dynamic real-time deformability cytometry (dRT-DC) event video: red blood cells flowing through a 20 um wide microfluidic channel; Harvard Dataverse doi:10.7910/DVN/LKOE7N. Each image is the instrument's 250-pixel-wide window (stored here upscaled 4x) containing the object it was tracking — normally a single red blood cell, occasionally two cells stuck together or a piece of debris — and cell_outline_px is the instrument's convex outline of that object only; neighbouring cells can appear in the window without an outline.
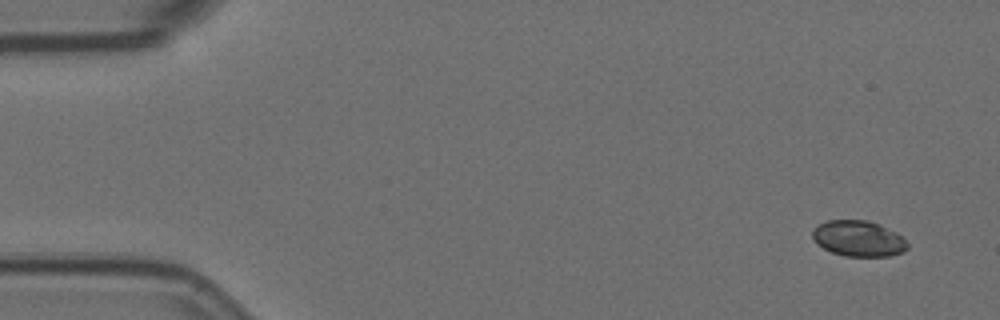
{"species": "Egyptian fruit bat (a non-hibernating species)", "species_latin": "Rousettus aegyptiacus", "temperature_condition": "room temperature", "stored_images_in_passage": 6, "camera_frame_rate_fps": 3000, "um_per_image_px": 0.085, "animal": {"sex": "female"}, "frame": {"image": 1, "passage_image": 1, "time_ms": 0.0, "image_size_px": [1000, 320], "cell_outline_px": [[908, 248], [904, 252], [888, 256], [844, 256], [832, 252], [824, 248], [812, 236], [812, 228], [816, 224], [828, 220], [868, 220], [880, 224], [896, 232], [908, 244]], "centroid_in_image_um": [72.97, 20.26], "position_along_channel_um": 12.0, "area_um2": 19.83}}
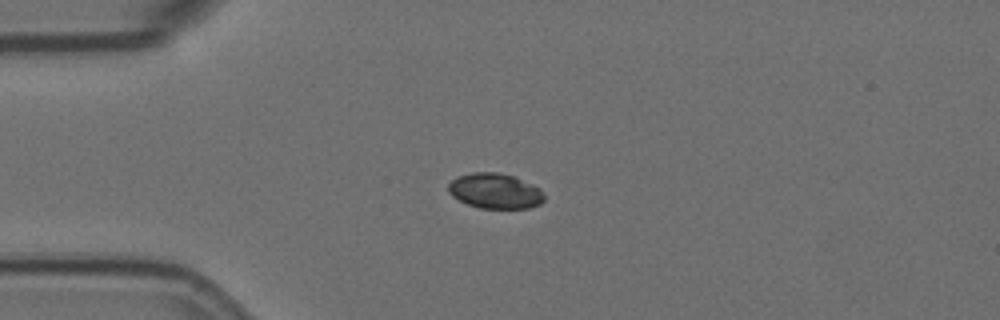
{"frame": {"image": 2, "passage_image": 4, "time_ms": 1.0, "image_size_px": [1000, 320], "cell_outline_px": [[544, 200], [540, 204], [528, 208], [480, 208], [468, 204], [452, 196], [448, 192], [448, 184], [456, 176], [472, 172], [496, 172], [516, 176], [540, 188], [544, 196]], "centroid_in_image_um": [42.08, 16.22], "position_along_channel_um": 42.9, "area_um2": 19.83}}
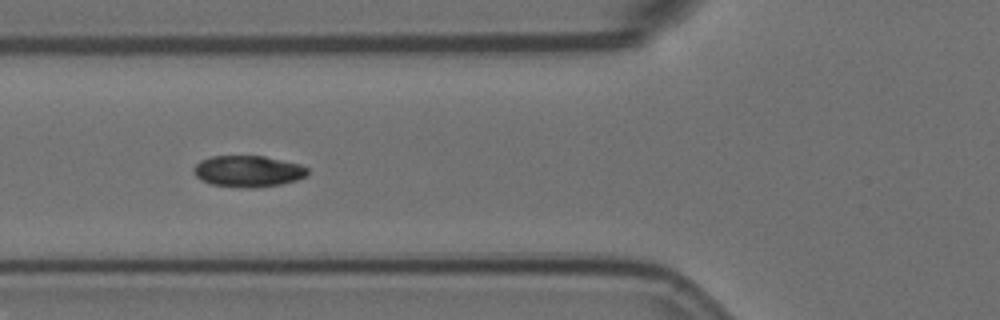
{"frame": {"image": 3, "passage_image": 6, "time_ms": 1.667, "image_size_px": [1000, 320], "cell_outline_px": [[308, 176], [296, 180], [280, 184], [256, 188], [248, 188], [212, 184], [200, 180], [192, 172], [192, 168], [200, 160], [212, 156], [264, 156], [300, 164], [308, 168]], "centroid_in_image_um": [21.07, 14.55], "position_along_channel_um": 104.7, "area_um2": 20.92}}